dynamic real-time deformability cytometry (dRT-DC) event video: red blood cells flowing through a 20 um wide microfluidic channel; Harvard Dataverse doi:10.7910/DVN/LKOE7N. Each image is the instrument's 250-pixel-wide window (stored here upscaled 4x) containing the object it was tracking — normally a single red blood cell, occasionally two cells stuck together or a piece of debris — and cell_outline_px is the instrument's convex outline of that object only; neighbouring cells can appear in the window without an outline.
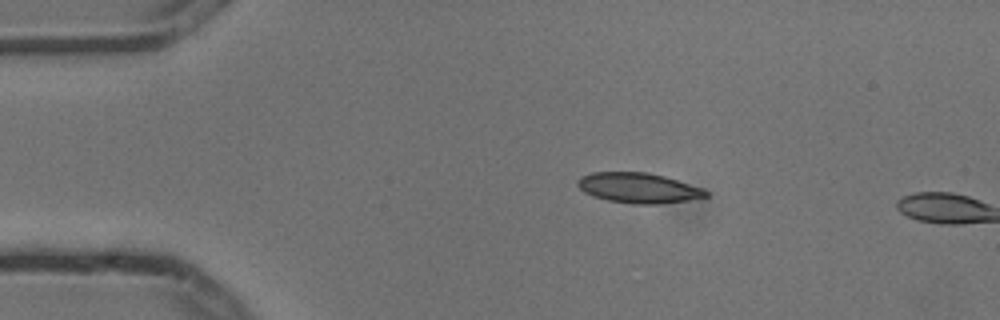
{"species": "common noctule bat (a hibernating species)", "species_latin": "Nyctalus noctula", "temperature_condition": "cold", "stored_images_in_passage": 2, "camera_frame_rate_fps": 3000, "um_per_image_px": 0.085, "animal": {"sex": "male", "body_mass_g": 13.3}, "frame": {"image": 1, "passage_image": 1, "time_ms": 0.0, "image_size_px": [1000, 320], "cell_outline_px": [[708, 196], [688, 200], [660, 204], [632, 204], [608, 200], [592, 196], [584, 192], [576, 184], [576, 180], [580, 176], [592, 172], [648, 172], [664, 176], [704, 188], [708, 192]], "centroid_in_image_um": [54.25, 15.97], "position_along_channel_um": 30.7, "area_um2": 22.72}}